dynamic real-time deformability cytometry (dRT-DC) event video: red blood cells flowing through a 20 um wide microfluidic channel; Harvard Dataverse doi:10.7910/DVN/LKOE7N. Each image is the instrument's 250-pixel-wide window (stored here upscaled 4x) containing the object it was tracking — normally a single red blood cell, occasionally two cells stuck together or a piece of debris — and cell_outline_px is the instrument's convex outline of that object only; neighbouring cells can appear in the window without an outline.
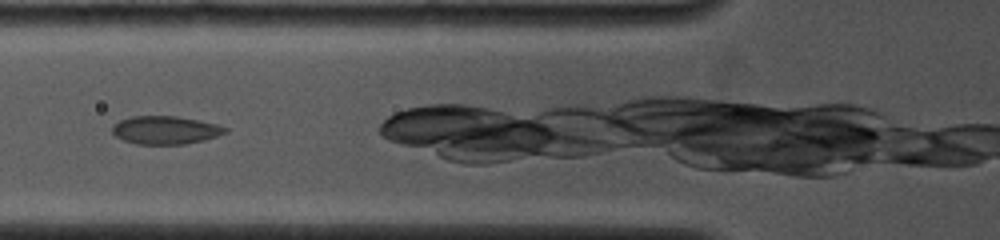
{"species": "common noctule bat (a hibernating species)", "species_latin": "Nyctalus noctula", "temperature_condition": "cold", "stored_images_in_passage": 7, "camera_frame_rate_fps": 4000, "um_per_image_px": 0.085, "animal": {"sex": "female", "body_mass_g": 19.0, "forearm_length_mm": 53.3}, "frame": {"image": 1, "passage_image": 3, "time_ms": 1.0, "image_size_px": [1000, 240], "cell_outline_px": [[228, 132], [204, 140], [184, 144], [136, 144], [124, 140], [116, 136], [112, 132], [112, 124], [120, 120], [132, 116], [176, 116], [216, 124], [228, 128]], "centroid_in_image_um": [14.04, 11.06], "position_along_channel_um": 111.8, "area_um2": 18.44}}
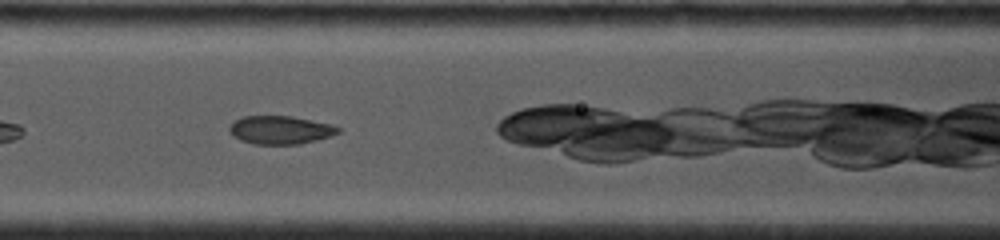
{"frame": {"image": 2, "passage_image": 5, "time_ms": 1.75, "image_size_px": [1000, 240], "cell_outline_px": [[340, 132], [332, 136], [300, 144], [252, 144], [240, 140], [232, 136], [228, 128], [236, 120], [244, 116], [292, 116], [332, 124], [340, 128]], "centroid_in_image_um": [23.84, 11.05], "position_along_channel_um": 142.8, "area_um2": 17.98}}
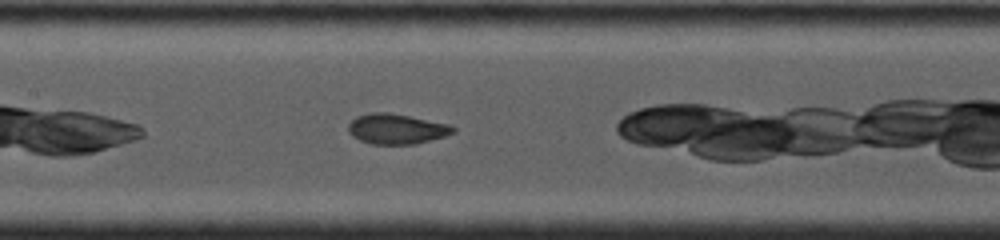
{"frame": {"image": 3, "passage_image": 7, "time_ms": 2.5, "image_size_px": [1000, 240], "cell_outline_px": [[456, 132], [444, 136], [416, 144], [372, 144], [360, 140], [352, 136], [348, 132], [348, 124], [356, 116], [372, 112], [388, 112], [448, 124], [456, 128]], "centroid_in_image_um": [33.68, 10.96], "position_along_channel_um": 173.7, "area_um2": 18.38}}